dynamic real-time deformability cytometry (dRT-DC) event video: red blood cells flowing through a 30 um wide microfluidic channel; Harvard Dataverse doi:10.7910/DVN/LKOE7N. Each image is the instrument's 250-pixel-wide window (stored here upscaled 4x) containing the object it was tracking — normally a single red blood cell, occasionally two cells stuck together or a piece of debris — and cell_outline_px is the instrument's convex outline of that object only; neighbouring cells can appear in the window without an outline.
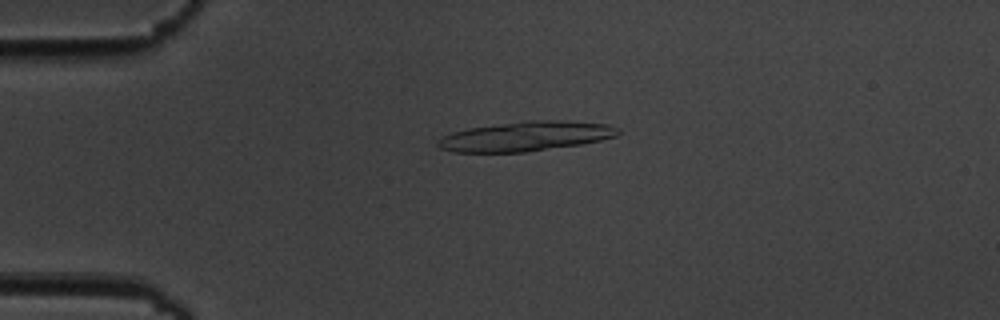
{"species": "common noctule bat (a hibernating species)", "species_latin": "Nyctalus noctula", "temperature_condition": "cold", "stored_images_in_passage": 4, "camera_frame_rate_fps": 3000, "um_per_image_px": 0.085, "animal": {"sex": "male", "body_mass_g": 19.5, "forearm_length_mm": 54.6}, "frame": {"image": 1, "passage_image": 3, "time_ms": 3.0, "image_size_px": [1000, 320], "cell_outline_px": [[620, 132], [616, 136], [600, 140], [580, 144], [524, 152], [456, 152], [440, 148], [436, 144], [444, 136], [452, 132], [468, 128], [528, 120], [564, 120], [608, 124], [620, 128]], "centroid_in_image_um": [44.72, 11.57], "position_along_channel_um": 40.3, "area_um2": 30.92}}